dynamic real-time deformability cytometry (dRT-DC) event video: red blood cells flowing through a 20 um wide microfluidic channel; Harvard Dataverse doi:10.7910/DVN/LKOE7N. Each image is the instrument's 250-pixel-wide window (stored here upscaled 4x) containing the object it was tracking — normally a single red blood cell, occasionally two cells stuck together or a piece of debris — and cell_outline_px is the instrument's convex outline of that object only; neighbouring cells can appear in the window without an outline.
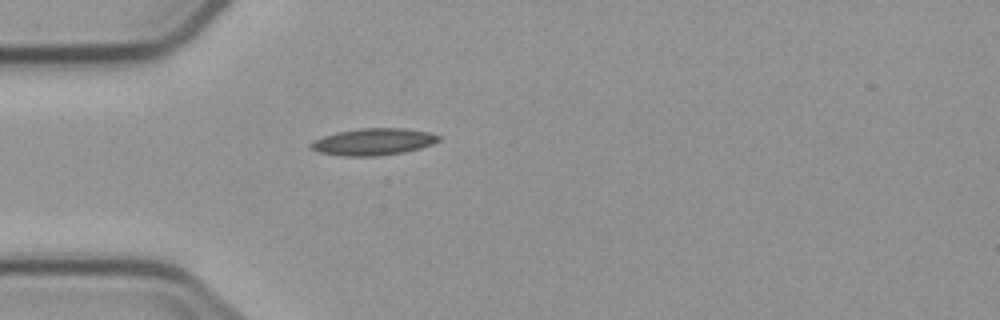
{"species": "common noctule bat (a hibernating species)", "species_latin": "Nyctalus noctula", "temperature_condition": "cold", "stored_images_in_passage": 1, "camera_frame_rate_fps": 3000, "um_per_image_px": 0.085, "animal": {"sex": "male", "body_mass_g": 23.1, "forearm_length_mm": 52.7}, "frame": {"image": 1, "passage_image": 1, "time_ms": 0.0, "image_size_px": [1000, 320], "cell_outline_px": [[440, 140], [432, 144], [420, 148], [404, 152], [380, 156], [340, 156], [320, 152], [312, 148], [312, 144], [316, 140], [324, 136], [336, 132], [360, 128], [404, 128], [428, 132], [440, 136]], "centroid_in_image_um": [31.78, 12.05], "position_along_channel_um": 53.2, "area_um2": 19.83}}